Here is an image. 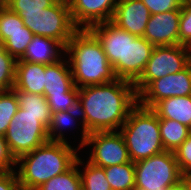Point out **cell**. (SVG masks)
<instances>
[{
    "mask_svg": "<svg viewBox=\"0 0 191 190\" xmlns=\"http://www.w3.org/2000/svg\"><path fill=\"white\" fill-rule=\"evenodd\" d=\"M138 104L134 83L115 79L104 84L79 88L78 110L82 116V140L84 147L89 133L116 131L127 120L131 110Z\"/></svg>",
    "mask_w": 191,
    "mask_h": 190,
    "instance_id": "1",
    "label": "cell"
},
{
    "mask_svg": "<svg viewBox=\"0 0 191 190\" xmlns=\"http://www.w3.org/2000/svg\"><path fill=\"white\" fill-rule=\"evenodd\" d=\"M74 85L82 88L112 82L115 76L100 42L88 29H78L66 46Z\"/></svg>",
    "mask_w": 191,
    "mask_h": 190,
    "instance_id": "2",
    "label": "cell"
},
{
    "mask_svg": "<svg viewBox=\"0 0 191 190\" xmlns=\"http://www.w3.org/2000/svg\"><path fill=\"white\" fill-rule=\"evenodd\" d=\"M77 149L69 143L47 141L16 160L22 190H35L51 178L67 171L76 161Z\"/></svg>",
    "mask_w": 191,
    "mask_h": 190,
    "instance_id": "3",
    "label": "cell"
},
{
    "mask_svg": "<svg viewBox=\"0 0 191 190\" xmlns=\"http://www.w3.org/2000/svg\"><path fill=\"white\" fill-rule=\"evenodd\" d=\"M132 162L165 151L161 141L159 117L151 108L139 103L131 110L120 129Z\"/></svg>",
    "mask_w": 191,
    "mask_h": 190,
    "instance_id": "4",
    "label": "cell"
},
{
    "mask_svg": "<svg viewBox=\"0 0 191 190\" xmlns=\"http://www.w3.org/2000/svg\"><path fill=\"white\" fill-rule=\"evenodd\" d=\"M17 15L34 35L55 39L65 46L78 30L73 24L67 0H58L42 12L17 13Z\"/></svg>",
    "mask_w": 191,
    "mask_h": 190,
    "instance_id": "5",
    "label": "cell"
},
{
    "mask_svg": "<svg viewBox=\"0 0 191 190\" xmlns=\"http://www.w3.org/2000/svg\"><path fill=\"white\" fill-rule=\"evenodd\" d=\"M135 190H161L178 183L184 176L174 152L164 151L134 162Z\"/></svg>",
    "mask_w": 191,
    "mask_h": 190,
    "instance_id": "6",
    "label": "cell"
},
{
    "mask_svg": "<svg viewBox=\"0 0 191 190\" xmlns=\"http://www.w3.org/2000/svg\"><path fill=\"white\" fill-rule=\"evenodd\" d=\"M4 137L16 160L49 141L47 129L43 126V116L24 113L20 107L10 121Z\"/></svg>",
    "mask_w": 191,
    "mask_h": 190,
    "instance_id": "7",
    "label": "cell"
},
{
    "mask_svg": "<svg viewBox=\"0 0 191 190\" xmlns=\"http://www.w3.org/2000/svg\"><path fill=\"white\" fill-rule=\"evenodd\" d=\"M78 93L69 61L61 60L46 65L44 96L52 113L78 109Z\"/></svg>",
    "mask_w": 191,
    "mask_h": 190,
    "instance_id": "8",
    "label": "cell"
},
{
    "mask_svg": "<svg viewBox=\"0 0 191 190\" xmlns=\"http://www.w3.org/2000/svg\"><path fill=\"white\" fill-rule=\"evenodd\" d=\"M190 63V47L184 45L154 46L142 75L134 83L137 95L153 80L180 72Z\"/></svg>",
    "mask_w": 191,
    "mask_h": 190,
    "instance_id": "9",
    "label": "cell"
},
{
    "mask_svg": "<svg viewBox=\"0 0 191 190\" xmlns=\"http://www.w3.org/2000/svg\"><path fill=\"white\" fill-rule=\"evenodd\" d=\"M89 144H93V148L88 162L95 166L105 168L131 161L120 131L89 133L84 146Z\"/></svg>",
    "mask_w": 191,
    "mask_h": 190,
    "instance_id": "10",
    "label": "cell"
},
{
    "mask_svg": "<svg viewBox=\"0 0 191 190\" xmlns=\"http://www.w3.org/2000/svg\"><path fill=\"white\" fill-rule=\"evenodd\" d=\"M88 30L100 42L115 76L126 80L127 31L119 28L112 21L96 24Z\"/></svg>",
    "mask_w": 191,
    "mask_h": 190,
    "instance_id": "11",
    "label": "cell"
},
{
    "mask_svg": "<svg viewBox=\"0 0 191 190\" xmlns=\"http://www.w3.org/2000/svg\"><path fill=\"white\" fill-rule=\"evenodd\" d=\"M187 95H191V63L180 72L153 80L138 95V103L152 108L162 99Z\"/></svg>",
    "mask_w": 191,
    "mask_h": 190,
    "instance_id": "12",
    "label": "cell"
},
{
    "mask_svg": "<svg viewBox=\"0 0 191 190\" xmlns=\"http://www.w3.org/2000/svg\"><path fill=\"white\" fill-rule=\"evenodd\" d=\"M73 24L77 29H89L112 21L117 0H67ZM82 27V28H81Z\"/></svg>",
    "mask_w": 191,
    "mask_h": 190,
    "instance_id": "13",
    "label": "cell"
},
{
    "mask_svg": "<svg viewBox=\"0 0 191 190\" xmlns=\"http://www.w3.org/2000/svg\"><path fill=\"white\" fill-rule=\"evenodd\" d=\"M181 8L150 15L143 37L153 46L179 45Z\"/></svg>",
    "mask_w": 191,
    "mask_h": 190,
    "instance_id": "14",
    "label": "cell"
},
{
    "mask_svg": "<svg viewBox=\"0 0 191 190\" xmlns=\"http://www.w3.org/2000/svg\"><path fill=\"white\" fill-rule=\"evenodd\" d=\"M150 12L141 0H118L112 22L137 37H143Z\"/></svg>",
    "mask_w": 191,
    "mask_h": 190,
    "instance_id": "15",
    "label": "cell"
},
{
    "mask_svg": "<svg viewBox=\"0 0 191 190\" xmlns=\"http://www.w3.org/2000/svg\"><path fill=\"white\" fill-rule=\"evenodd\" d=\"M154 46L144 37L127 32L126 80L135 83L142 75Z\"/></svg>",
    "mask_w": 191,
    "mask_h": 190,
    "instance_id": "16",
    "label": "cell"
},
{
    "mask_svg": "<svg viewBox=\"0 0 191 190\" xmlns=\"http://www.w3.org/2000/svg\"><path fill=\"white\" fill-rule=\"evenodd\" d=\"M61 50H63L62 52L66 51V46L62 42L48 37L34 35L24 55L17 61L43 65L53 64L61 61Z\"/></svg>",
    "mask_w": 191,
    "mask_h": 190,
    "instance_id": "17",
    "label": "cell"
},
{
    "mask_svg": "<svg viewBox=\"0 0 191 190\" xmlns=\"http://www.w3.org/2000/svg\"><path fill=\"white\" fill-rule=\"evenodd\" d=\"M45 68L43 64L17 61L13 89L44 95Z\"/></svg>",
    "mask_w": 191,
    "mask_h": 190,
    "instance_id": "18",
    "label": "cell"
},
{
    "mask_svg": "<svg viewBox=\"0 0 191 190\" xmlns=\"http://www.w3.org/2000/svg\"><path fill=\"white\" fill-rule=\"evenodd\" d=\"M159 119H170L191 129V95L162 99L151 108Z\"/></svg>",
    "mask_w": 191,
    "mask_h": 190,
    "instance_id": "19",
    "label": "cell"
},
{
    "mask_svg": "<svg viewBox=\"0 0 191 190\" xmlns=\"http://www.w3.org/2000/svg\"><path fill=\"white\" fill-rule=\"evenodd\" d=\"M16 93L18 105L24 113L43 116V126L47 129L51 123L52 112L44 95L23 92L13 89Z\"/></svg>",
    "mask_w": 191,
    "mask_h": 190,
    "instance_id": "20",
    "label": "cell"
},
{
    "mask_svg": "<svg viewBox=\"0 0 191 190\" xmlns=\"http://www.w3.org/2000/svg\"><path fill=\"white\" fill-rule=\"evenodd\" d=\"M159 128L164 149L170 152H175L191 133L189 127L170 119H159Z\"/></svg>",
    "mask_w": 191,
    "mask_h": 190,
    "instance_id": "21",
    "label": "cell"
},
{
    "mask_svg": "<svg viewBox=\"0 0 191 190\" xmlns=\"http://www.w3.org/2000/svg\"><path fill=\"white\" fill-rule=\"evenodd\" d=\"M111 190H135L134 162L104 168Z\"/></svg>",
    "mask_w": 191,
    "mask_h": 190,
    "instance_id": "22",
    "label": "cell"
},
{
    "mask_svg": "<svg viewBox=\"0 0 191 190\" xmlns=\"http://www.w3.org/2000/svg\"><path fill=\"white\" fill-rule=\"evenodd\" d=\"M79 157L75 163L65 172L58 174L47 182L41 184L35 190H82L79 164H82Z\"/></svg>",
    "mask_w": 191,
    "mask_h": 190,
    "instance_id": "23",
    "label": "cell"
},
{
    "mask_svg": "<svg viewBox=\"0 0 191 190\" xmlns=\"http://www.w3.org/2000/svg\"><path fill=\"white\" fill-rule=\"evenodd\" d=\"M77 115L80 116L78 109L53 112L51 117V123L47 128L49 141L68 143L67 140L64 138L62 128H64V126L72 125L71 122L77 119Z\"/></svg>",
    "mask_w": 191,
    "mask_h": 190,
    "instance_id": "24",
    "label": "cell"
},
{
    "mask_svg": "<svg viewBox=\"0 0 191 190\" xmlns=\"http://www.w3.org/2000/svg\"><path fill=\"white\" fill-rule=\"evenodd\" d=\"M85 166L84 172L80 171L82 190H111L104 168L95 166L88 161Z\"/></svg>",
    "mask_w": 191,
    "mask_h": 190,
    "instance_id": "25",
    "label": "cell"
},
{
    "mask_svg": "<svg viewBox=\"0 0 191 190\" xmlns=\"http://www.w3.org/2000/svg\"><path fill=\"white\" fill-rule=\"evenodd\" d=\"M18 108V100L13 89L0 92V135H5Z\"/></svg>",
    "mask_w": 191,
    "mask_h": 190,
    "instance_id": "26",
    "label": "cell"
},
{
    "mask_svg": "<svg viewBox=\"0 0 191 190\" xmlns=\"http://www.w3.org/2000/svg\"><path fill=\"white\" fill-rule=\"evenodd\" d=\"M30 31L17 13L12 12L4 4H0V45L9 38V33Z\"/></svg>",
    "mask_w": 191,
    "mask_h": 190,
    "instance_id": "27",
    "label": "cell"
},
{
    "mask_svg": "<svg viewBox=\"0 0 191 190\" xmlns=\"http://www.w3.org/2000/svg\"><path fill=\"white\" fill-rule=\"evenodd\" d=\"M34 34L31 31H15L9 33L1 46L16 60H19L25 53L26 48L33 39Z\"/></svg>",
    "mask_w": 191,
    "mask_h": 190,
    "instance_id": "28",
    "label": "cell"
},
{
    "mask_svg": "<svg viewBox=\"0 0 191 190\" xmlns=\"http://www.w3.org/2000/svg\"><path fill=\"white\" fill-rule=\"evenodd\" d=\"M17 60L0 45V92L12 90Z\"/></svg>",
    "mask_w": 191,
    "mask_h": 190,
    "instance_id": "29",
    "label": "cell"
},
{
    "mask_svg": "<svg viewBox=\"0 0 191 190\" xmlns=\"http://www.w3.org/2000/svg\"><path fill=\"white\" fill-rule=\"evenodd\" d=\"M58 0H6L4 5L15 13L42 12L53 6Z\"/></svg>",
    "mask_w": 191,
    "mask_h": 190,
    "instance_id": "30",
    "label": "cell"
},
{
    "mask_svg": "<svg viewBox=\"0 0 191 190\" xmlns=\"http://www.w3.org/2000/svg\"><path fill=\"white\" fill-rule=\"evenodd\" d=\"M179 45L191 48V5L183 2L179 20Z\"/></svg>",
    "mask_w": 191,
    "mask_h": 190,
    "instance_id": "31",
    "label": "cell"
},
{
    "mask_svg": "<svg viewBox=\"0 0 191 190\" xmlns=\"http://www.w3.org/2000/svg\"><path fill=\"white\" fill-rule=\"evenodd\" d=\"M179 169L184 177H191V133L174 152Z\"/></svg>",
    "mask_w": 191,
    "mask_h": 190,
    "instance_id": "32",
    "label": "cell"
},
{
    "mask_svg": "<svg viewBox=\"0 0 191 190\" xmlns=\"http://www.w3.org/2000/svg\"><path fill=\"white\" fill-rule=\"evenodd\" d=\"M151 15L179 9L185 0H141Z\"/></svg>",
    "mask_w": 191,
    "mask_h": 190,
    "instance_id": "33",
    "label": "cell"
},
{
    "mask_svg": "<svg viewBox=\"0 0 191 190\" xmlns=\"http://www.w3.org/2000/svg\"><path fill=\"white\" fill-rule=\"evenodd\" d=\"M16 165V159L9 150L3 135H0V171H16L12 167Z\"/></svg>",
    "mask_w": 191,
    "mask_h": 190,
    "instance_id": "34",
    "label": "cell"
},
{
    "mask_svg": "<svg viewBox=\"0 0 191 190\" xmlns=\"http://www.w3.org/2000/svg\"><path fill=\"white\" fill-rule=\"evenodd\" d=\"M0 190H22L15 171H0Z\"/></svg>",
    "mask_w": 191,
    "mask_h": 190,
    "instance_id": "35",
    "label": "cell"
},
{
    "mask_svg": "<svg viewBox=\"0 0 191 190\" xmlns=\"http://www.w3.org/2000/svg\"><path fill=\"white\" fill-rule=\"evenodd\" d=\"M169 190H191V177H183L178 183L170 186Z\"/></svg>",
    "mask_w": 191,
    "mask_h": 190,
    "instance_id": "36",
    "label": "cell"
},
{
    "mask_svg": "<svg viewBox=\"0 0 191 190\" xmlns=\"http://www.w3.org/2000/svg\"><path fill=\"white\" fill-rule=\"evenodd\" d=\"M6 0H0V4H4Z\"/></svg>",
    "mask_w": 191,
    "mask_h": 190,
    "instance_id": "37",
    "label": "cell"
},
{
    "mask_svg": "<svg viewBox=\"0 0 191 190\" xmlns=\"http://www.w3.org/2000/svg\"><path fill=\"white\" fill-rule=\"evenodd\" d=\"M185 2L191 5V0H185Z\"/></svg>",
    "mask_w": 191,
    "mask_h": 190,
    "instance_id": "38",
    "label": "cell"
},
{
    "mask_svg": "<svg viewBox=\"0 0 191 190\" xmlns=\"http://www.w3.org/2000/svg\"><path fill=\"white\" fill-rule=\"evenodd\" d=\"M161 190H169V188H161Z\"/></svg>",
    "mask_w": 191,
    "mask_h": 190,
    "instance_id": "39",
    "label": "cell"
}]
</instances>
